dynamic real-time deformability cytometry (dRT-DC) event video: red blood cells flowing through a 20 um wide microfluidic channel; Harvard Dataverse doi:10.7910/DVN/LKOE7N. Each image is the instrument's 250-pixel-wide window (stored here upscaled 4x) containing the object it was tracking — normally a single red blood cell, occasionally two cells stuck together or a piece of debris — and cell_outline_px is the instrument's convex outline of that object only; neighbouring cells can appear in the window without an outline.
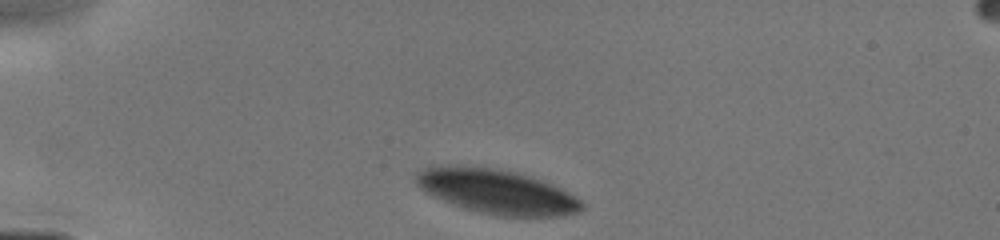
{"species": "human", "species_latin": "Homo sapiens", "temperature_condition": "cold", "stored_images_in_passage": 12, "camera_frame_rate_fps": 3000, "um_per_image_px": 0.085, "donor": {"sex": "male"}, "frame": {"image": 1, "passage_image": 1, "time_ms": 0.0, "image_size_px": [1000, 240], "cell_outline_px": [[584, 208], [580, 212], [560, 216], [500, 216], [480, 212], [464, 208], [452, 204], [432, 196], [424, 192], [412, 180], [416, 172], [424, 168], [488, 168], [516, 172], [552, 184], [576, 196], [584, 204]], "centroid_in_image_um": [42.26, 16.33], "position_along_channel_um": 42.7, "area_um2": 42.14}}
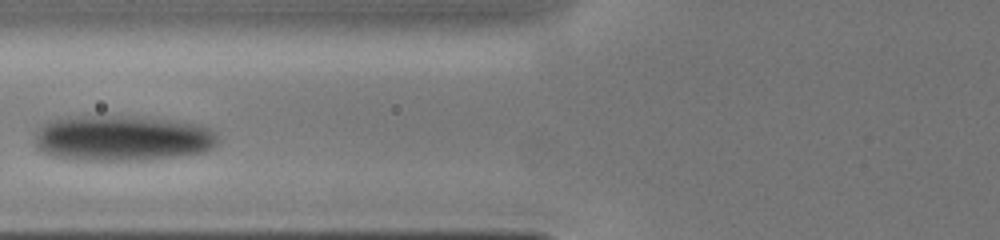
{"frame": {"image": 2, "passage_image": 6, "time_ms": 2.667, "image_size_px": [1000, 240], "cell_outline_px": [[216, 144], [212, 148], [204, 152], [180, 156], [148, 160], [72, 160], [52, 156], [36, 148], [36, 132], [44, 124], [52, 120], [76, 116], [136, 116], [172, 120], [200, 124], [216, 132]], "centroid_in_image_um": [10.41, 11.75], "position_along_channel_um": 115.4, "area_um2": 49.01}}
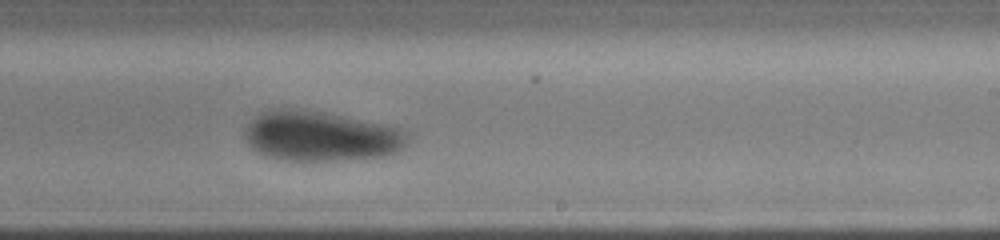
{"frame": {"image": 3, "passage_image": 12, "time_ms": 6.0, "image_size_px": [1000, 240], "cell_outline_px": [[408, 140], [404, 148], [396, 152], [384, 156], [336, 160], [280, 160], [268, 156], [252, 148], [248, 144], [244, 136], [244, 132], [248, 124], [260, 112], [272, 108], [284, 108], [324, 112], [384, 124], [400, 128], [408, 132]], "centroid_in_image_um": [27.26, 11.57], "position_along_channel_um": 261.7, "area_um2": 47.4}}